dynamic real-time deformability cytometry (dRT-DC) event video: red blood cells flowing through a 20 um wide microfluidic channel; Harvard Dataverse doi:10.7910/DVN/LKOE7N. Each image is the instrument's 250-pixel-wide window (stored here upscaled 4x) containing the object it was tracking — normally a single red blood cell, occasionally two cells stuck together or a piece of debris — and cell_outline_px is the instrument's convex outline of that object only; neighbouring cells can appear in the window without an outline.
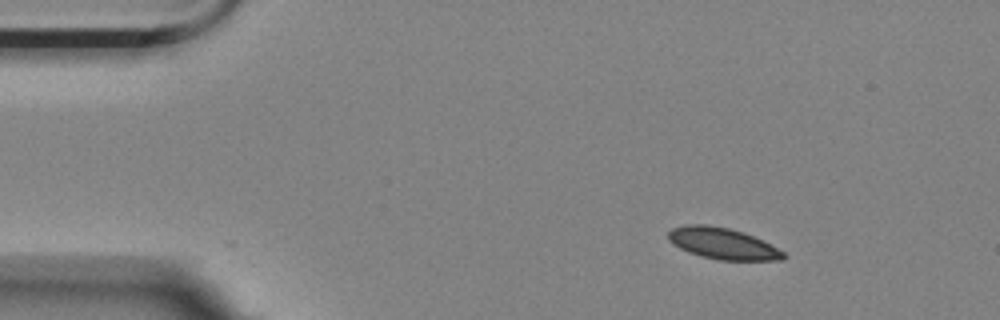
{"species": "Egyptian fruit bat (a non-hibernating species)", "species_latin": "Rousettus aegyptiacus", "temperature_condition": "room temperature", "stored_images_in_passage": 3, "camera_frame_rate_fps": 3000, "um_per_image_px": 0.085, "animal": {"sex": "female"}, "frame": {"image": 1, "passage_image": 1, "time_ms": 0.0, "image_size_px": [1000, 320], "cell_outline_px": [[788, 256], [784, 260], [720, 260], [700, 256], [688, 252], [672, 244], [668, 240], [668, 232], [672, 228], [684, 224], [708, 224], [728, 228], [744, 232], [784, 252]], "centroid_in_image_um": [61.38, 20.69], "position_along_channel_um": 23.6, "area_um2": 21.04}}